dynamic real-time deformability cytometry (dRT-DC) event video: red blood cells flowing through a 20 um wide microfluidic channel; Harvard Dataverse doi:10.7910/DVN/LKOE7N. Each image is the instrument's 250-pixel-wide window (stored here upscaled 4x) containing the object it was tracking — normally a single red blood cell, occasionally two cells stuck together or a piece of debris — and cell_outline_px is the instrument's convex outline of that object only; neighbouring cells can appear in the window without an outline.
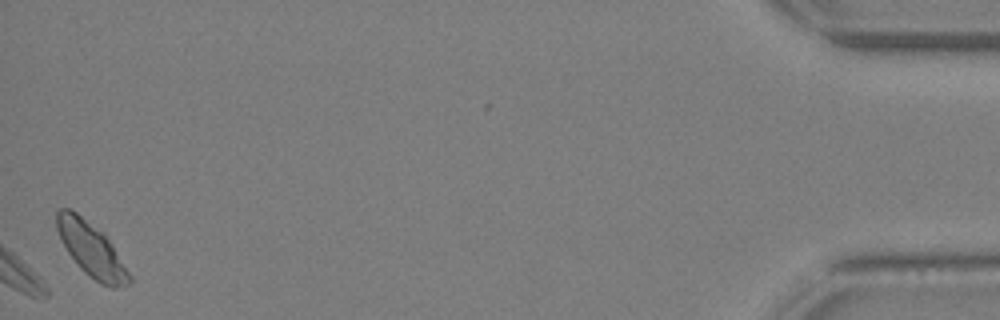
{"species": "Egyptian fruit bat (a non-hibernating species)", "species_latin": "Rousettus aegyptiacus", "temperature_condition": "warm", "stored_images_in_passage": 30, "camera_frame_rate_fps": 3000, "um_per_image_px": 0.085, "animal": {"sex": "female"}, "frame": {"image": 1, "passage_image": 30, "time_ms": 9.667, "image_size_px": [1000, 320], "cell_outline_px": [[132, 284], [116, 288], [112, 288], [100, 284], [88, 276], [80, 268], [68, 252], [60, 240], [56, 228], [56, 212], [60, 208], [68, 208], [76, 212], [100, 232], [108, 240], [132, 276]], "centroid_in_image_um": [7.76, 21.26], "position_along_channel_um": 427.4, "area_um2": 22.6}}